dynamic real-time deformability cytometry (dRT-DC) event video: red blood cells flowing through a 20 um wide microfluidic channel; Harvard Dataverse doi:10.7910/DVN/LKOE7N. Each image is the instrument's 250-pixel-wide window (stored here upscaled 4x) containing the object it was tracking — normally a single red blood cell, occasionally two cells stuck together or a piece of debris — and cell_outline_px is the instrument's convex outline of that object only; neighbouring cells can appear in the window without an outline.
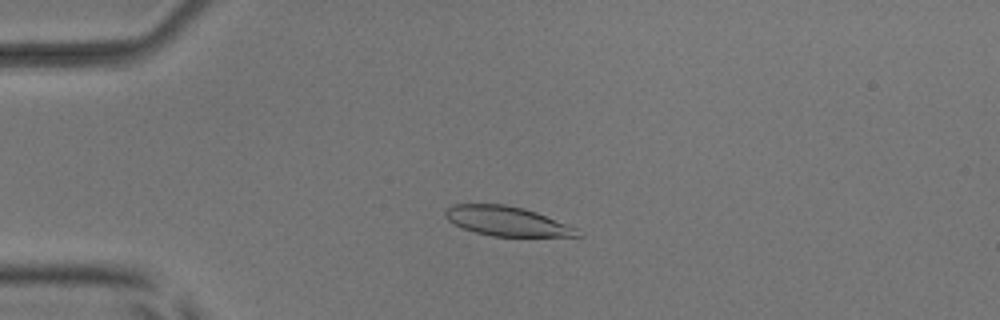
{"species": "common noctule bat (a hibernating species)", "species_latin": "Nyctalus noctula", "temperature_condition": "room temperature", "stored_images_in_passage": 45, "camera_frame_rate_fps": 3000, "um_per_image_px": 0.085, "animal": {"sex": "male", "body_mass_g": 17.9, "forearm_length_mm": 54.2}, "frame": {"image": 1, "passage_image": 6, "time_ms": 1.667, "image_size_px": [1000, 320], "cell_outline_px": [[584, 236], [492, 236], [476, 232], [464, 228], [448, 220], [444, 216], [444, 212], [452, 204], [504, 204], [524, 208], [536, 212], [576, 228]], "centroid_in_image_um": [43.07, 18.79], "position_along_channel_um": 41.9, "area_um2": 22.43}}
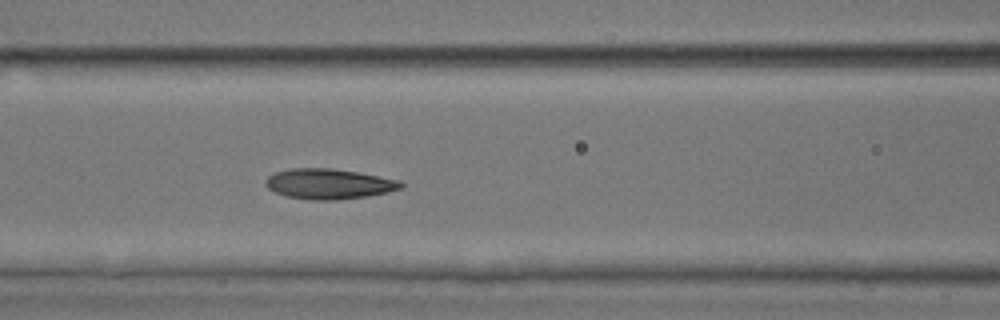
{"frame": {"image": 2, "passage_image": 16, "time_ms": 5.0, "image_size_px": [1000, 320], "cell_outline_px": [[404, 188], [388, 192], [368, 196], [336, 200], [312, 200], [288, 196], [276, 192], [268, 188], [264, 184], [264, 180], [268, 176], [276, 172], [292, 168], [332, 168], [356, 172], [400, 180], [404, 184]], "centroid_in_image_um": [27.97, 15.63], "position_along_channel_um": 138.6, "area_um2": 23.87}}
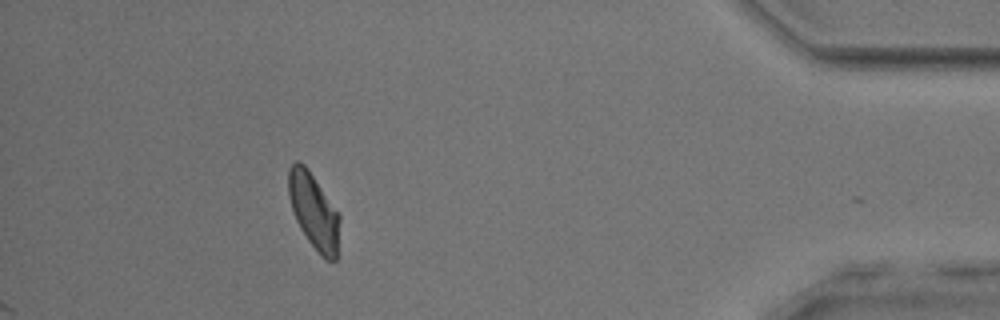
{"frame": {"image": 3, "passage_image": 41, "time_ms": 13.333, "image_size_px": [1000, 320], "cell_outline_px": [[340, 256], [336, 260], [328, 260], [320, 256], [308, 240], [300, 228], [296, 220], [288, 196], [288, 168], [296, 160], [300, 160], [308, 168], [340, 216]], "centroid_in_image_um": [26.7, 17.99], "position_along_channel_um": 408.5, "area_um2": 22.95}, "authors_computed_cell_mechanics": {"area_um2": 23.2934, "velocity_mm_per_s": 3.8514, "shape_relaxation_time_tau1_ms": 3.2581, "shape_relaxation_time_tau2_ms": 2.0002, "deformation_change_tau1": 0.1268, "deformation_change_tau2": 0.0575}}